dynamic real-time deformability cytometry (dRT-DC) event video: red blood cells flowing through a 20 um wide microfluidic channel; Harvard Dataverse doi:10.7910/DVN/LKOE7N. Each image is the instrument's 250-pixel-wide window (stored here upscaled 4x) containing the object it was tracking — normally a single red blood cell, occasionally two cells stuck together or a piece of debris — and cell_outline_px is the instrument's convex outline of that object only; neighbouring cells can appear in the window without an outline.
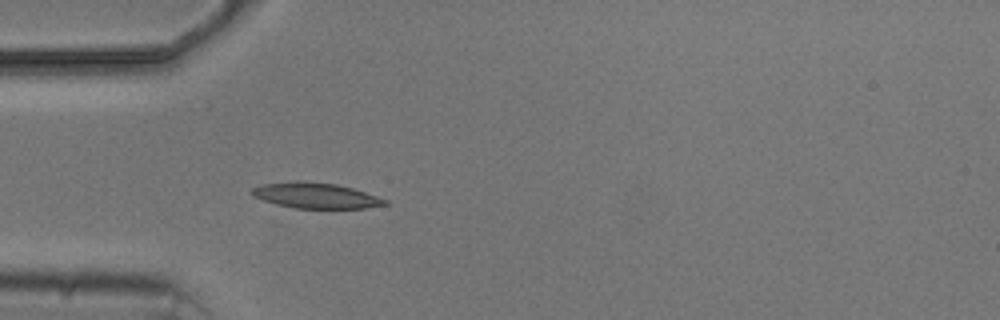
{"species": "common noctule bat (a hibernating species)", "species_latin": "Nyctalus noctula", "temperature_condition": "cold", "stored_images_in_passage": 4, "camera_frame_rate_fps": 3000, "um_per_image_px": 0.085, "animal": {"sex": "male", "body_mass_g": 20.5, "forearm_length_mm": 52.5}, "frame": {"image": 1, "passage_image": 4, "time_ms": 3.667, "image_size_px": [1000, 320], "cell_outline_px": [[388, 204], [364, 208], [296, 208], [276, 204], [252, 196], [248, 192], [252, 188], [260, 184], [300, 180], [336, 184], [352, 188], [388, 200]], "centroid_in_image_um": [26.78, 16.61], "position_along_channel_um": 58.2, "area_um2": 19.83}}